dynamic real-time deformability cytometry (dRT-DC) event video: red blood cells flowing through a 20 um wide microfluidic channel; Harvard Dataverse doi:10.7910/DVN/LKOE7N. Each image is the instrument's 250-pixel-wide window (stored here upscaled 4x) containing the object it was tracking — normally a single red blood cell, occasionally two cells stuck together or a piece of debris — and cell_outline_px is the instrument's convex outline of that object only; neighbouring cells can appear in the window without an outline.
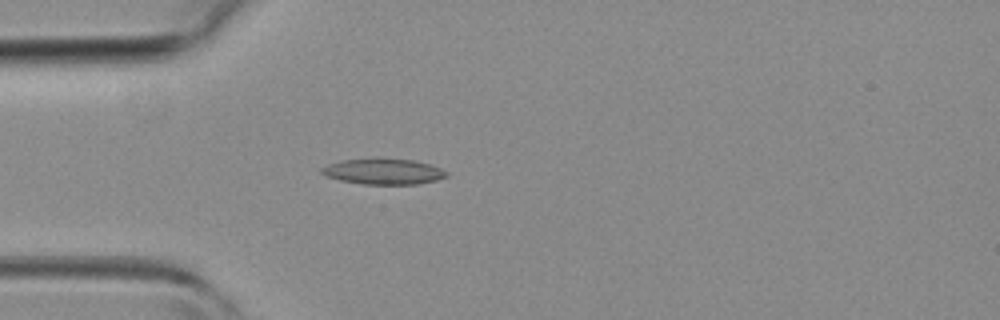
{"species": "common noctule bat (a hibernating species)", "species_latin": "Nyctalus noctula", "temperature_condition": "room temperature", "stored_images_in_passage": 34, "camera_frame_rate_fps": 3000, "um_per_image_px": 0.085, "animal": {"sex": "female", "body_mass_g": 19.3, "forearm_length_mm": 54.1}, "frame": {"image": 1, "passage_image": 4, "time_ms": 1.0, "image_size_px": [1000, 320], "cell_outline_px": [[448, 176], [436, 180], [416, 184], [360, 184], [340, 180], [324, 176], [320, 172], [320, 168], [328, 164], [344, 160], [416, 160], [432, 164], [448, 172]], "centroid_in_image_um": [32.6, 14.6], "position_along_channel_um": 52.4, "area_um2": 18.38}}
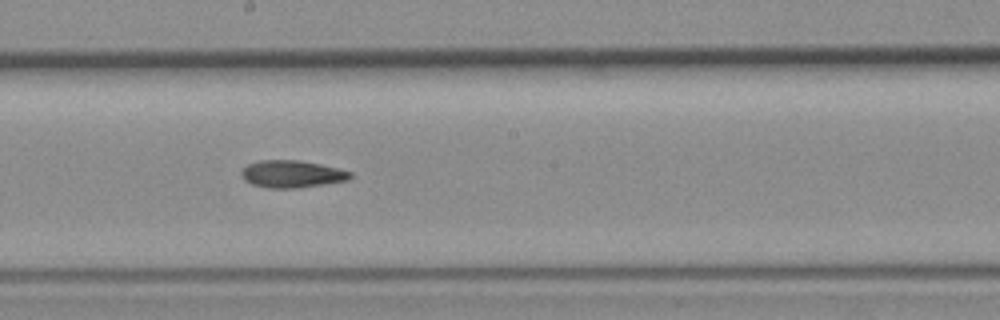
{"frame": {"image": 2, "passage_image": 15, "time_ms": 4.667, "image_size_px": [1000, 320], "cell_outline_px": [[352, 176], [348, 180], [324, 184], [296, 188], [268, 188], [252, 184], [244, 180], [240, 176], [240, 172], [248, 164], [260, 160], [300, 160], [320, 164], [352, 172]], "centroid_in_image_um": [24.78, 14.79], "position_along_channel_um": 223.4, "area_um2": 17.28}}
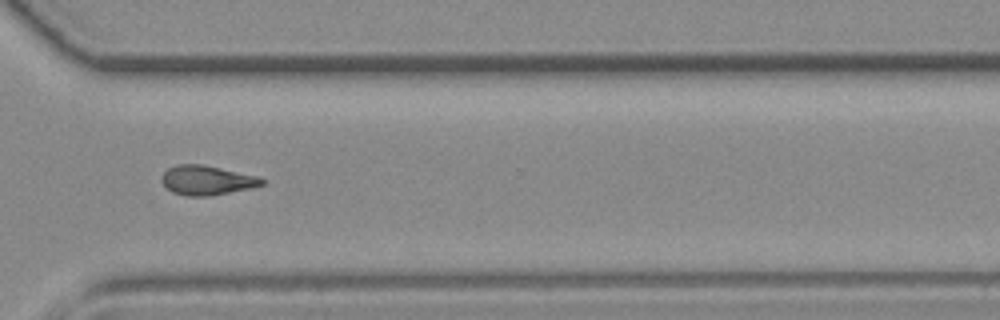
{"frame": {"image": 3, "passage_image": 23, "time_ms": 7.333, "image_size_px": [1000, 320], "cell_outline_px": [[268, 180], [264, 184], [252, 188], [208, 196], [188, 196], [172, 192], [160, 180], [160, 176], [168, 168], [176, 164], [200, 164], [220, 168], [256, 176]], "centroid_in_image_um": [17.57, 15.32], "position_along_channel_um": 353.0, "area_um2": 17.17}}